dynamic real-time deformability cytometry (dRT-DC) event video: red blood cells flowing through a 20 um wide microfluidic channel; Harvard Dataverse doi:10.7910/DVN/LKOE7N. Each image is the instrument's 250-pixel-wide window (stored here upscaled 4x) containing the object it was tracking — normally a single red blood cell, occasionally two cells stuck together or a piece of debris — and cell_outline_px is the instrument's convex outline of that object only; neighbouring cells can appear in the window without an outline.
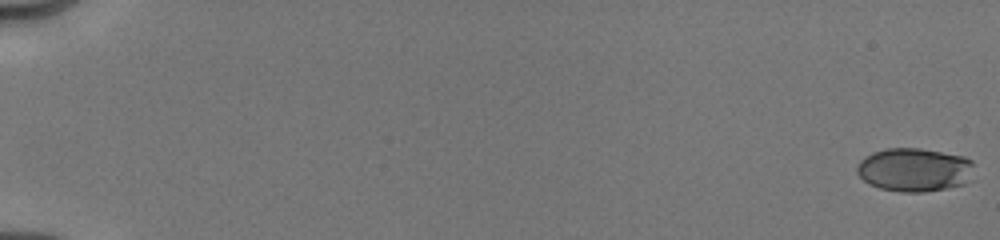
{"species": "human", "species_latin": "Homo sapiens", "temperature_condition": "cold", "stored_images_in_passage": 30, "camera_frame_rate_fps": 3000, "um_per_image_px": 0.085, "donor": {"sex": "male"}, "frame": {"image": 1, "passage_image": 1, "time_ms": 0.0, "image_size_px": [1000, 240], "cell_outline_px": [[972, 164], [964, 184], [948, 188], [924, 192], [900, 192], [880, 188], [868, 184], [856, 172], [856, 164], [864, 156], [872, 152], [884, 148], [920, 148], [964, 156], [972, 160]], "centroid_in_image_um": [77.64, 14.42], "position_along_channel_um": 7.4, "area_um2": 29.71}}
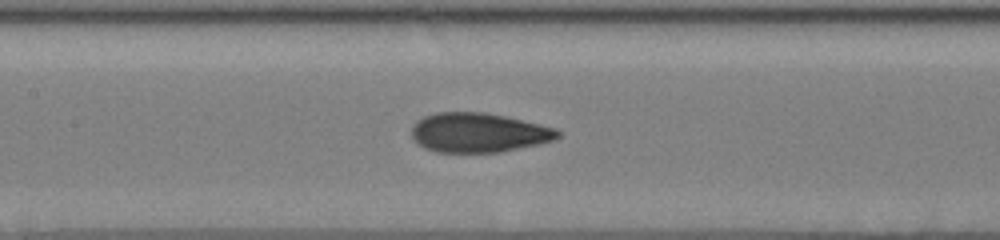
{"frame": {"image": 2, "passage_image": 26, "time_ms": 9.0, "image_size_px": [1000, 240], "cell_outline_px": [[560, 136], [556, 140], [540, 144], [500, 152], [436, 152], [424, 148], [412, 136], [412, 124], [416, 120], [424, 116], [436, 112], [484, 112], [504, 116], [540, 124], [556, 128], [560, 132]], "centroid_in_image_um": [40.69, 11.27], "position_along_channel_um": 166.7, "area_um2": 33.7}}
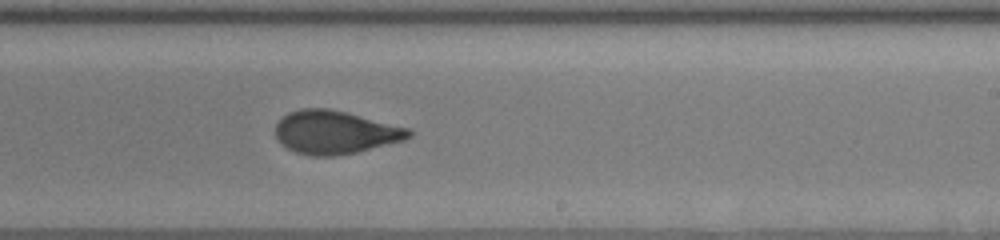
{"frame": {"image": 3, "passage_image": 30, "time_ms": 11.333, "image_size_px": [1000, 240], "cell_outline_px": [[412, 136], [404, 140], [356, 152], [336, 156], [312, 156], [296, 152], [288, 148], [276, 136], [276, 124], [288, 112], [300, 108], [328, 108], [348, 112], [408, 128], [412, 132]], "centroid_in_image_um": [28.49, 11.23], "position_along_channel_um": 260.5, "area_um2": 33.41}}